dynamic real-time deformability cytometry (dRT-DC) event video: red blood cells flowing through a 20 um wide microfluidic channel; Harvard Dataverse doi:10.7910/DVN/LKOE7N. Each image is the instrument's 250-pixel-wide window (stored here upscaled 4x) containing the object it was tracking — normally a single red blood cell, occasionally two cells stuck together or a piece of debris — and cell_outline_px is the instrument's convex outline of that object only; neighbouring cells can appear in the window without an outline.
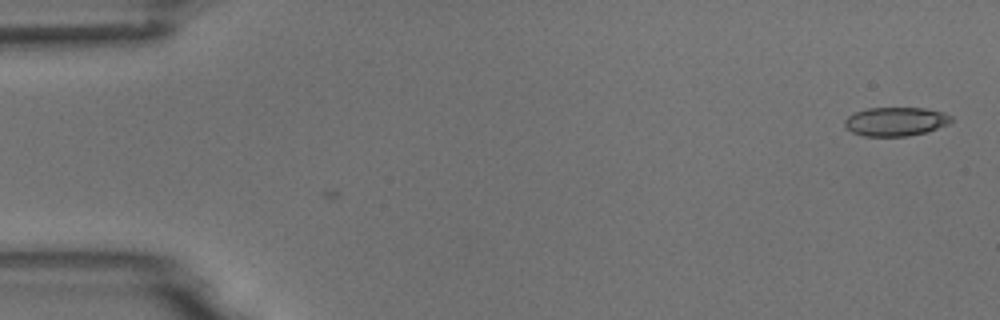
{"species": "common noctule bat (a hibernating species)", "species_latin": "Nyctalus noctula", "temperature_condition": "room temperature", "stored_images_in_passage": 2, "camera_frame_rate_fps": 3000, "um_per_image_px": 0.085, "animal": {"sex": "male", "body_mass_g": 18.8}, "frame": {"image": 1, "passage_image": 2, "time_ms": 0.333, "image_size_px": [1000, 320], "cell_outline_px": [[952, 120], [948, 124], [924, 132], [908, 136], [864, 136], [852, 132], [844, 124], [844, 120], [848, 116], [856, 112], [868, 108], [924, 108], [944, 112], [952, 116]], "centroid_in_image_um": [76.13, 10.32], "position_along_channel_um": 8.9, "area_um2": 17.74}}